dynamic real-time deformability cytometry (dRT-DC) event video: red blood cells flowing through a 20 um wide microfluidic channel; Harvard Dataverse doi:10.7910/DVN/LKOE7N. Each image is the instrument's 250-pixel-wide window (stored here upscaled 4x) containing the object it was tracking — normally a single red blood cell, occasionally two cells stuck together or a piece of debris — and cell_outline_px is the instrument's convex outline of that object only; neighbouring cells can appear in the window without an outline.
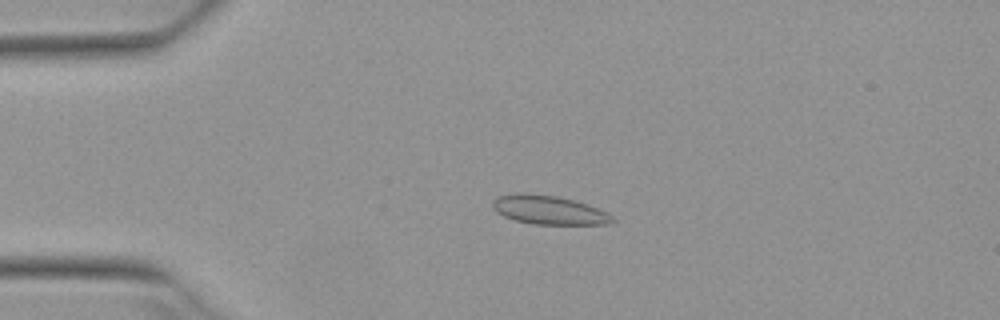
{"species": "Egyptian fruit bat (a non-hibernating species)", "species_latin": "Rousettus aegyptiacus", "temperature_condition": "warm", "stored_images_in_passage": 4, "camera_frame_rate_fps": 3000, "um_per_image_px": 0.085, "animal": {"sex": "female"}, "frame": {"image": 1, "passage_image": 2, "time_ms": 0.333, "image_size_px": [1000, 320], "cell_outline_px": [[616, 220], [612, 224], [532, 224], [516, 220], [504, 216], [496, 212], [492, 208], [492, 200], [496, 196], [516, 192], [528, 192], [556, 196], [588, 204], [612, 216]], "centroid_in_image_um": [46.59, 17.83], "position_along_channel_um": 38.4, "area_um2": 20.29}}
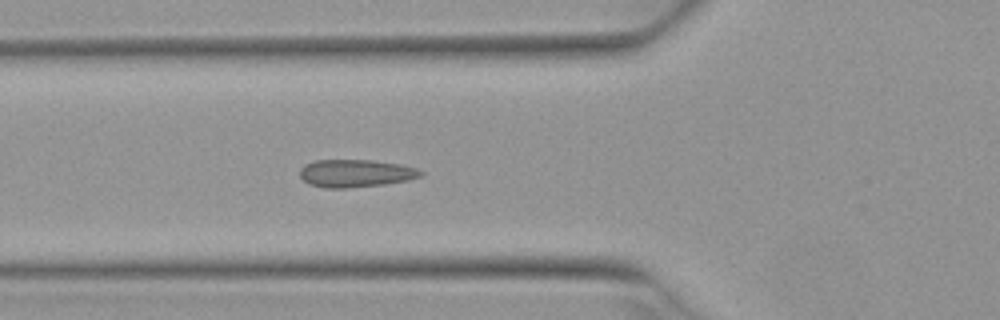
{"frame": {"image": 2, "passage_image": 4, "time_ms": 1.0, "image_size_px": [1000, 320], "cell_outline_px": [[424, 176], [408, 180], [384, 184], [348, 188], [324, 188], [308, 184], [300, 176], [300, 168], [304, 164], [316, 160], [372, 160], [400, 164], [416, 168], [424, 172]], "centroid_in_image_um": [30.23, 14.73], "position_along_channel_um": 95.6, "area_um2": 19.65}}